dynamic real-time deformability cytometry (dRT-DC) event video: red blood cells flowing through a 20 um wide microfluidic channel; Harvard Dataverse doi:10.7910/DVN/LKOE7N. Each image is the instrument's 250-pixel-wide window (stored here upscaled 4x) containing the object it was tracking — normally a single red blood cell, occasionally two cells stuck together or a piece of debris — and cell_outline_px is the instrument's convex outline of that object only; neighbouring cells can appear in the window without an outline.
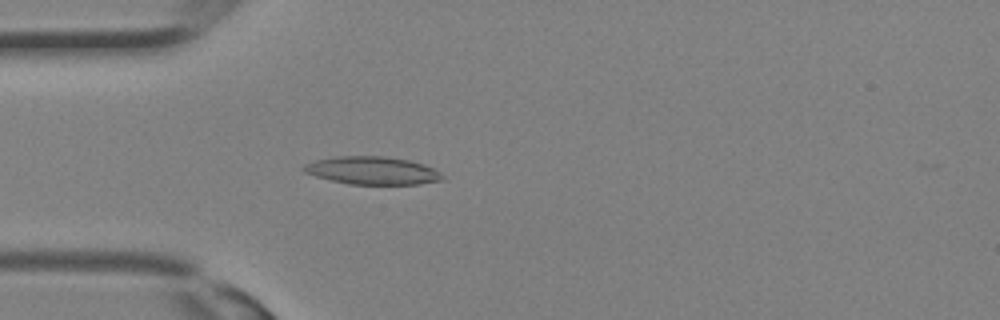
{"species": "Egyptian fruit bat (a non-hibernating species)", "species_latin": "Rousettus aegyptiacus", "temperature_condition": "room temperature", "stored_images_in_passage": 28, "camera_frame_rate_fps": 3000, "um_per_image_px": 0.085, "animal": {"sex": "female"}, "frame": {"image": 1, "passage_image": 5, "time_ms": 1.333, "image_size_px": [1000, 320], "cell_outline_px": [[444, 180], [420, 184], [348, 184], [316, 176], [304, 172], [300, 168], [304, 164], [316, 160], [336, 156], [384, 156], [408, 160], [424, 164], [440, 172], [444, 176]], "centroid_in_image_um": [31.65, 14.49], "position_along_channel_um": 53.4, "area_um2": 22.54}}
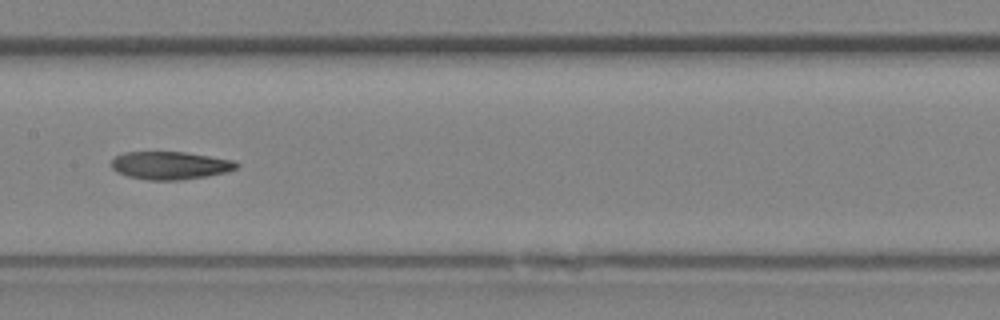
{"frame": {"image": 2, "passage_image": 12, "time_ms": 3.667, "image_size_px": [1000, 320], "cell_outline_px": [[240, 164], [236, 168], [228, 172], [208, 176], [180, 180], [148, 180], [128, 176], [116, 172], [112, 168], [112, 160], [116, 156], [124, 152], [184, 152], [232, 160]], "centroid_in_image_um": [14.46, 14.07], "position_along_channel_um": 192.9, "area_um2": 20.29}}
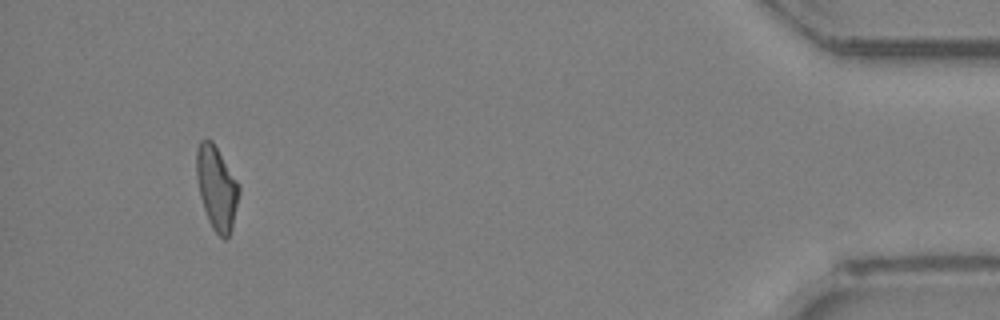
{"frame": {"image": 3, "passage_image": 26, "time_ms": 8.333, "image_size_px": [1000, 320], "cell_outline_px": [[240, 192], [232, 228], [228, 236], [224, 240], [212, 228], [208, 220], [200, 196], [196, 176], [196, 148], [200, 140], [212, 140], [240, 184]], "centroid_in_image_um": [18.42, 15.95], "position_along_channel_um": 416.8, "area_um2": 20.81}}